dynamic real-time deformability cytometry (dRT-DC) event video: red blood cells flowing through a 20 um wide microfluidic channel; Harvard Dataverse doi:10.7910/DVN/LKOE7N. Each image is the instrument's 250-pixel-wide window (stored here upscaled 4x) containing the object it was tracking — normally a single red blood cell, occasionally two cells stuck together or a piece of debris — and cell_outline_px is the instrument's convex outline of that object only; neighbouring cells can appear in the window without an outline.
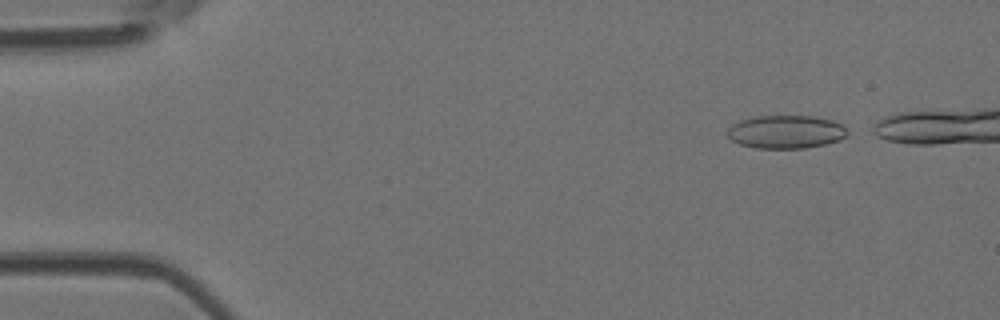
{"species": "Egyptian fruit bat (a non-hibernating species)", "species_latin": "Rousettus aegyptiacus", "temperature_condition": "room temperature", "stored_images_in_passage": 37, "camera_frame_rate_fps": 3000, "um_per_image_px": 0.085, "animal": {"sex": "female"}, "frame": {"image": 1, "passage_image": 2, "time_ms": 0.333, "image_size_px": [1000, 320], "cell_outline_px": [[848, 136], [840, 140], [824, 144], [804, 148], [756, 148], [740, 144], [732, 140], [728, 136], [728, 128], [732, 124], [740, 120], [756, 116], [812, 116], [832, 120], [844, 124], [848, 128]], "centroid_in_image_um": [66.85, 11.2], "position_along_channel_um": 18.2, "area_um2": 23.35}}
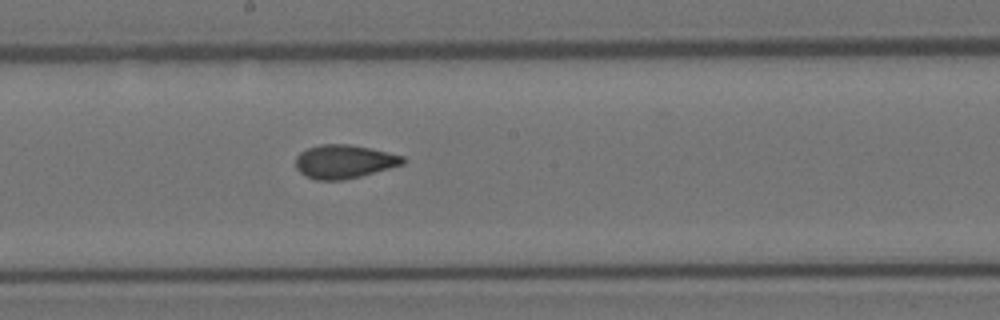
{"frame": {"image": 2, "passage_image": 23, "time_ms": 7.333, "image_size_px": [1000, 320], "cell_outline_px": [[408, 160], [404, 164], [360, 176], [344, 180], [316, 180], [304, 176], [296, 168], [296, 156], [300, 152], [308, 148], [320, 144], [348, 144], [368, 148], [404, 156]], "centroid_in_image_um": [29.24, 13.74], "position_along_channel_um": 219.0, "area_um2": 20.98}}
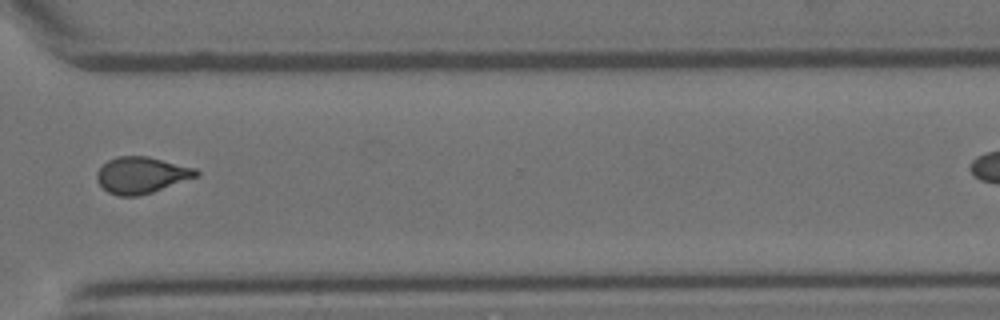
{"frame": {"image": 3, "passage_image": 33, "time_ms": 10.667, "image_size_px": [1000, 320], "cell_outline_px": [[200, 176], [140, 196], [116, 196], [108, 192], [96, 180], [96, 172], [108, 160], [116, 156], [148, 156], [196, 168], [200, 172]], "centroid_in_image_um": [12.04, 14.88], "position_along_channel_um": 358.6, "area_um2": 21.27}}